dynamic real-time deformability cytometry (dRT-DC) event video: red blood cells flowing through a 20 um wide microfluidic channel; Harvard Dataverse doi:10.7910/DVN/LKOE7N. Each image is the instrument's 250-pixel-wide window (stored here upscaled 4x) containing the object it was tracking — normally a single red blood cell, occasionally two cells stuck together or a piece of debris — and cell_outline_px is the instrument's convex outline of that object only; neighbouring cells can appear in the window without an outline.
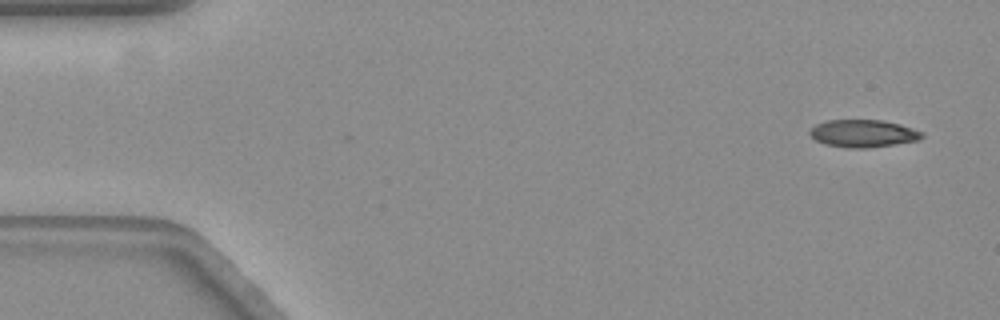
{"species": "common noctule bat (a hibernating species)", "species_latin": "Nyctalus noctula", "temperature_condition": "warm", "stored_images_in_passage": 2, "camera_frame_rate_fps": 3000, "um_per_image_px": 0.085, "animal": {"sex": "female", "body_mass_g": 19.3, "forearm_length_mm": 54.1}, "frame": {"image": 1, "passage_image": 1, "time_ms": 0.0, "image_size_px": [1000, 320], "cell_outline_px": [[924, 136], [916, 140], [892, 144], [864, 148], [848, 148], [828, 144], [816, 140], [808, 132], [816, 124], [828, 120], [880, 120], [900, 124], [924, 132]], "centroid_in_image_um": [73.37, 11.33], "position_along_channel_um": 11.6, "area_um2": 17.63}}